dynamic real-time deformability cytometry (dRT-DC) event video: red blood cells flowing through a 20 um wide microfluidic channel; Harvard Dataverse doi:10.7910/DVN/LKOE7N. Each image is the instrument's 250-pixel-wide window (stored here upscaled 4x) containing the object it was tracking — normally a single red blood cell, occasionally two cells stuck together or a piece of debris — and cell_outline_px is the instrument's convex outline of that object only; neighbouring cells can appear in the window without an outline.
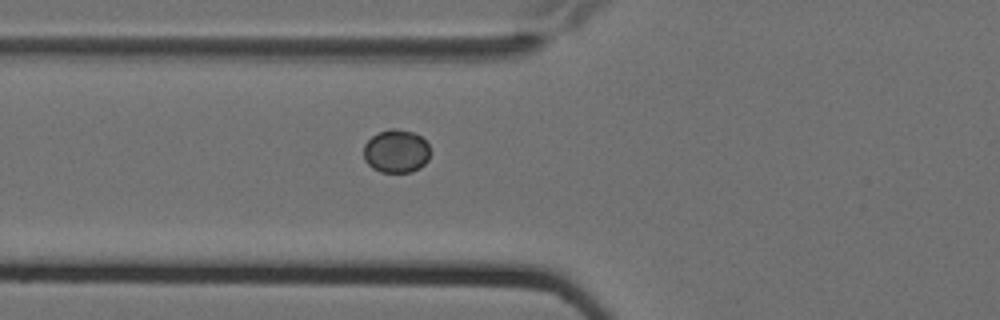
{"species": "Egyptian fruit bat (a non-hibernating species)", "species_latin": "Rousettus aegyptiacus", "temperature_condition": "cold", "stored_images_in_passage": 7, "camera_frame_rate_fps": 3000, "um_per_image_px": 0.085, "animal": {"sex": "female"}, "frame": {"image": 1, "passage_image": 7, "time_ms": 2.0, "image_size_px": [1000, 320], "cell_outline_px": [[428, 160], [420, 168], [412, 172], [380, 172], [372, 168], [364, 160], [364, 144], [372, 136], [380, 132], [392, 128], [396, 128], [412, 132], [420, 136], [428, 144]], "centroid_in_image_um": [33.66, 12.86], "position_along_channel_um": 92.1, "area_um2": 16.7}}